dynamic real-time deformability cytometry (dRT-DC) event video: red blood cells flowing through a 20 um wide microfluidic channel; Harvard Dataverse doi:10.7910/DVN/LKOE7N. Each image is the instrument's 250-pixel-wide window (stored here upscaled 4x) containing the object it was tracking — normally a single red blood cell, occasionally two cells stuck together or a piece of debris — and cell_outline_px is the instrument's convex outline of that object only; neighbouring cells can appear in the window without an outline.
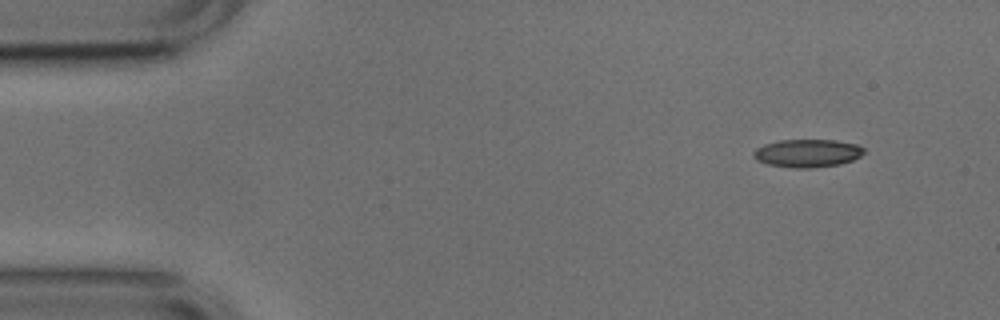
{"species": "common noctule bat (a hibernating species)", "species_latin": "Nyctalus noctula", "temperature_condition": "cold", "stored_images_in_passage": 49, "camera_frame_rate_fps": 3000, "um_per_image_px": 0.085, "animal": {"sex": "male", "body_mass_g": 17.9, "forearm_length_mm": 54.2}, "frame": {"image": 1, "passage_image": 1, "time_ms": 0.0, "image_size_px": [1000, 320], "cell_outline_px": [[864, 152], [860, 156], [852, 160], [840, 164], [808, 168], [792, 168], [768, 164], [756, 160], [752, 156], [752, 152], [756, 148], [764, 144], [780, 140], [836, 140], [856, 144], [864, 148]], "centroid_in_image_um": [68.6, 13.02], "position_along_channel_um": 16.4, "area_um2": 18.03}}
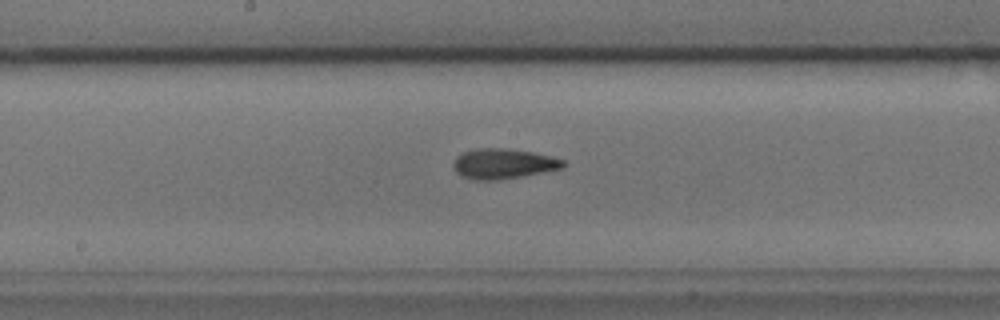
{"frame": {"image": 2, "passage_image": 23, "time_ms": 7.333, "image_size_px": [1000, 320], "cell_outline_px": [[568, 164], [564, 168], [500, 180], [472, 180], [460, 176], [456, 172], [452, 164], [456, 156], [464, 152], [476, 148], [504, 148], [532, 152], [552, 156], [564, 160]], "centroid_in_image_um": [42.78, 13.92], "position_along_channel_um": 205.4, "area_um2": 19.54}}
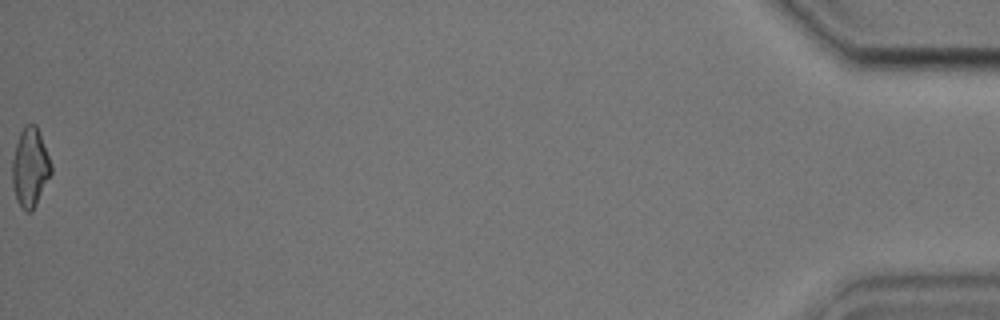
{"frame": {"image": 3, "passage_image": 49, "time_ms": 16.0, "image_size_px": [1000, 320], "cell_outline_px": [[52, 172], [32, 212], [24, 212], [20, 208], [16, 200], [12, 184], [12, 160], [16, 144], [20, 132], [24, 124], [36, 124], [52, 164]], "centroid_in_image_um": [2.55, 14.26], "position_along_channel_um": 432.7, "area_um2": 18.03}, "authors_computed_cell_mechanics": {"area_um2": 18.496, "velocity_mm_per_s": 3.7988, "shape_relaxation_time_tau1_ms": 5.0693, "shape_relaxation_time_tau2_ms": 3.7616, "deformation_change_tau1": 0.117, "deformation_change_tau2": 0.1232}}